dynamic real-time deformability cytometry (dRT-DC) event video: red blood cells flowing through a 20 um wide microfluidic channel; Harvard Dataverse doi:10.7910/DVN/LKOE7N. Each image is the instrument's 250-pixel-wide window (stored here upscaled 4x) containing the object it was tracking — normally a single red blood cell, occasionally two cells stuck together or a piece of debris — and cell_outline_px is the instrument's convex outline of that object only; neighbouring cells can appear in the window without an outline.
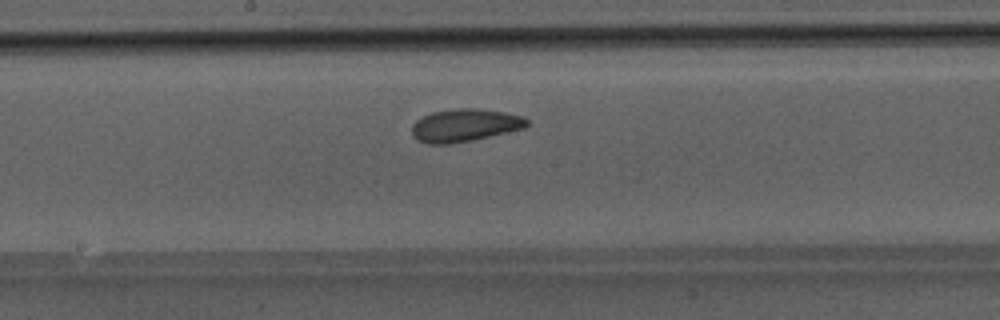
{"species": "Egyptian fruit bat (a non-hibernating species)", "species_latin": "Rousettus aegyptiacus", "temperature_condition": "room temperature", "stored_images_in_passage": 40, "camera_frame_rate_fps": 3000, "um_per_image_px": 0.085, "animal": {"sex": "male"}, "frame": {"image": 1, "passage_image": 17, "time_ms": 5.333, "image_size_px": [1000, 320], "cell_outline_px": [[528, 124], [524, 128], [472, 140], [448, 144], [428, 144], [416, 140], [412, 136], [412, 124], [416, 120], [432, 112], [452, 108], [476, 108], [504, 112], [524, 116], [528, 120]], "centroid_in_image_um": [39.47, 10.64], "position_along_channel_um": 208.7, "area_um2": 22.02}}
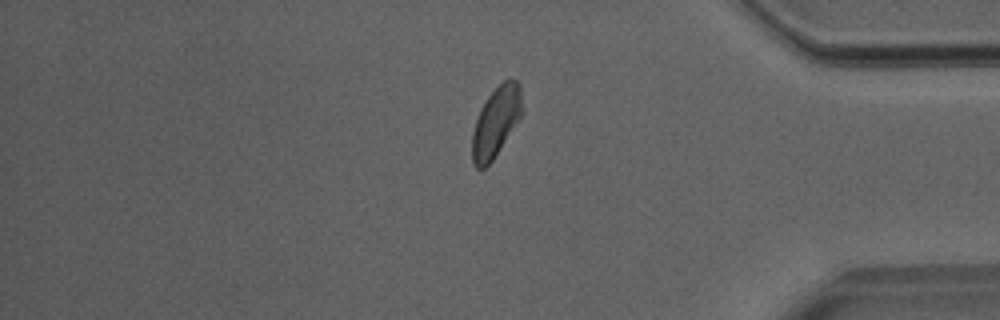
{"frame": {"image": 2, "passage_image": 32, "time_ms": 10.333, "image_size_px": [1000, 320], "cell_outline_px": [[524, 112], [492, 160], [484, 168], [476, 168], [472, 164], [472, 132], [480, 108], [488, 96], [504, 80], [516, 80], [520, 84], [524, 108]], "centroid_in_image_um": [42.17, 10.34], "position_along_channel_um": 393.0, "area_um2": 20.35}}
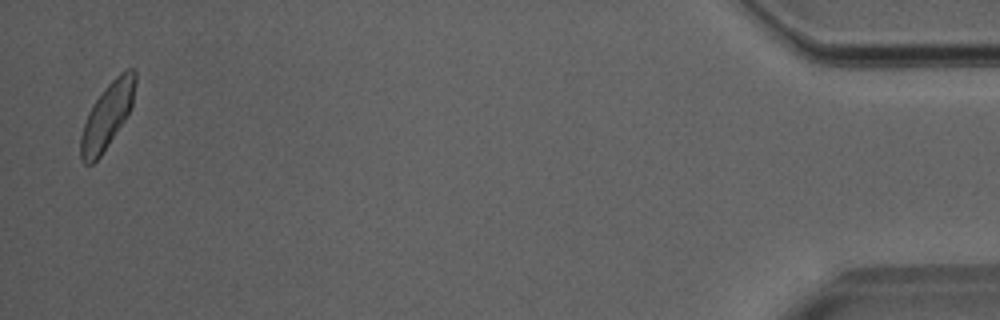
{"frame": {"image": 3, "passage_image": 39, "time_ms": 12.667, "image_size_px": [1000, 320], "cell_outline_px": [[136, 80], [132, 104], [128, 116], [100, 156], [92, 164], [84, 164], [80, 156], [80, 136], [84, 124], [96, 100], [108, 84], [120, 72], [128, 68], [132, 68], [136, 72]], "centroid_in_image_um": [9.13, 9.84], "position_along_channel_um": 426.1, "area_um2": 20.46}}